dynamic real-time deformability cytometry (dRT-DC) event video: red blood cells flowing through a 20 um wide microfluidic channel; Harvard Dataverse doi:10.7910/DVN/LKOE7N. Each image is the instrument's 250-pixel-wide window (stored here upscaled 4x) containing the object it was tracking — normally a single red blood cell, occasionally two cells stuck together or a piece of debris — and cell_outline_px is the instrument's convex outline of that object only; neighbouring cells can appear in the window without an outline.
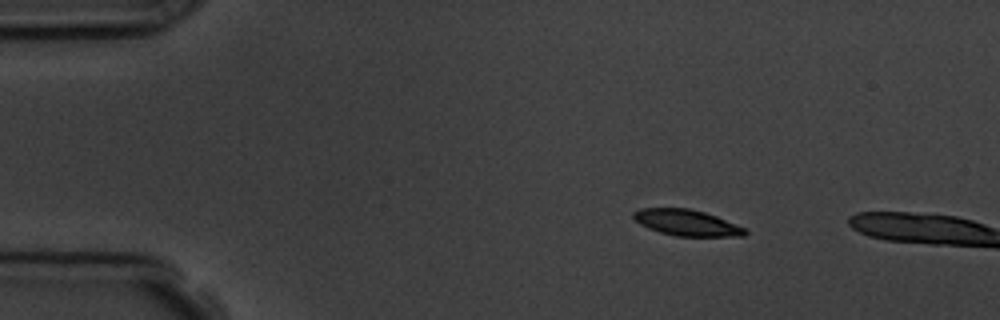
{"species": "common noctule bat (a hibernating species)", "species_latin": "Nyctalus noctula", "temperature_condition": "room temperature", "stored_images_in_passage": 3, "camera_frame_rate_fps": 3000, "um_per_image_px": 0.085, "animal": {"sex": "male", "body_mass_g": 19.5, "forearm_length_mm": 54.6}, "frame": {"image": 1, "passage_image": 2, "time_ms": 1.333, "image_size_px": [1000, 320], "cell_outline_px": [[748, 232], [744, 236], [676, 236], [660, 232], [648, 228], [640, 224], [632, 216], [632, 212], [640, 208], [688, 208], [704, 212], [716, 216], [744, 228]], "centroid_in_image_um": [58.33, 18.92], "position_along_channel_um": 26.7, "area_um2": 16.82}}